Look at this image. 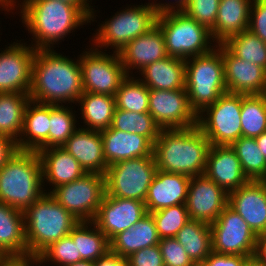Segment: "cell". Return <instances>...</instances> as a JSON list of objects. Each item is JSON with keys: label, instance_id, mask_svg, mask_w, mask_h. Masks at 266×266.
Returning a JSON list of instances; mask_svg holds the SVG:
<instances>
[{"label": "cell", "instance_id": "7", "mask_svg": "<svg viewBox=\"0 0 266 266\" xmlns=\"http://www.w3.org/2000/svg\"><path fill=\"white\" fill-rule=\"evenodd\" d=\"M156 24L163 32L168 56L186 60L214 49L208 45L214 42L210 30L181 10L158 13Z\"/></svg>", "mask_w": 266, "mask_h": 266}, {"label": "cell", "instance_id": "36", "mask_svg": "<svg viewBox=\"0 0 266 266\" xmlns=\"http://www.w3.org/2000/svg\"><path fill=\"white\" fill-rule=\"evenodd\" d=\"M222 44L237 58L257 64L266 70V42L250 30L235 34Z\"/></svg>", "mask_w": 266, "mask_h": 266}, {"label": "cell", "instance_id": "41", "mask_svg": "<svg viewBox=\"0 0 266 266\" xmlns=\"http://www.w3.org/2000/svg\"><path fill=\"white\" fill-rule=\"evenodd\" d=\"M150 214L154 218L160 239L176 237L178 231L190 220L186 204L173 205Z\"/></svg>", "mask_w": 266, "mask_h": 266}, {"label": "cell", "instance_id": "16", "mask_svg": "<svg viewBox=\"0 0 266 266\" xmlns=\"http://www.w3.org/2000/svg\"><path fill=\"white\" fill-rule=\"evenodd\" d=\"M186 208L191 220L211 225L228 205V193L205 174L191 177Z\"/></svg>", "mask_w": 266, "mask_h": 266}, {"label": "cell", "instance_id": "54", "mask_svg": "<svg viewBox=\"0 0 266 266\" xmlns=\"http://www.w3.org/2000/svg\"><path fill=\"white\" fill-rule=\"evenodd\" d=\"M257 145L259 146V149L263 156L266 159V131L262 133L260 136L255 138Z\"/></svg>", "mask_w": 266, "mask_h": 266}, {"label": "cell", "instance_id": "59", "mask_svg": "<svg viewBox=\"0 0 266 266\" xmlns=\"http://www.w3.org/2000/svg\"><path fill=\"white\" fill-rule=\"evenodd\" d=\"M192 266H204L202 263H194Z\"/></svg>", "mask_w": 266, "mask_h": 266}, {"label": "cell", "instance_id": "20", "mask_svg": "<svg viewBox=\"0 0 266 266\" xmlns=\"http://www.w3.org/2000/svg\"><path fill=\"white\" fill-rule=\"evenodd\" d=\"M204 174L227 193L237 190L250 181L231 146H210Z\"/></svg>", "mask_w": 266, "mask_h": 266}, {"label": "cell", "instance_id": "27", "mask_svg": "<svg viewBox=\"0 0 266 266\" xmlns=\"http://www.w3.org/2000/svg\"><path fill=\"white\" fill-rule=\"evenodd\" d=\"M27 256L23 211L0 202V257Z\"/></svg>", "mask_w": 266, "mask_h": 266}, {"label": "cell", "instance_id": "34", "mask_svg": "<svg viewBox=\"0 0 266 266\" xmlns=\"http://www.w3.org/2000/svg\"><path fill=\"white\" fill-rule=\"evenodd\" d=\"M30 100L29 94L0 93V134L18 140L23 127L25 109Z\"/></svg>", "mask_w": 266, "mask_h": 266}, {"label": "cell", "instance_id": "56", "mask_svg": "<svg viewBox=\"0 0 266 266\" xmlns=\"http://www.w3.org/2000/svg\"><path fill=\"white\" fill-rule=\"evenodd\" d=\"M244 266H265L259 260H257L254 256L249 257Z\"/></svg>", "mask_w": 266, "mask_h": 266}, {"label": "cell", "instance_id": "39", "mask_svg": "<svg viewBox=\"0 0 266 266\" xmlns=\"http://www.w3.org/2000/svg\"><path fill=\"white\" fill-rule=\"evenodd\" d=\"M115 104L117 109L149 113V89L140 78L127 76L115 94Z\"/></svg>", "mask_w": 266, "mask_h": 266}, {"label": "cell", "instance_id": "9", "mask_svg": "<svg viewBox=\"0 0 266 266\" xmlns=\"http://www.w3.org/2000/svg\"><path fill=\"white\" fill-rule=\"evenodd\" d=\"M157 170L153 154L116 162L105 174L106 194L145 202Z\"/></svg>", "mask_w": 266, "mask_h": 266}, {"label": "cell", "instance_id": "32", "mask_svg": "<svg viewBox=\"0 0 266 266\" xmlns=\"http://www.w3.org/2000/svg\"><path fill=\"white\" fill-rule=\"evenodd\" d=\"M69 236L76 243L77 256L83 260L95 262L110 251V241L93 221H80Z\"/></svg>", "mask_w": 266, "mask_h": 266}, {"label": "cell", "instance_id": "47", "mask_svg": "<svg viewBox=\"0 0 266 266\" xmlns=\"http://www.w3.org/2000/svg\"><path fill=\"white\" fill-rule=\"evenodd\" d=\"M249 256L226 255L212 252L203 262L204 266H244Z\"/></svg>", "mask_w": 266, "mask_h": 266}, {"label": "cell", "instance_id": "14", "mask_svg": "<svg viewBox=\"0 0 266 266\" xmlns=\"http://www.w3.org/2000/svg\"><path fill=\"white\" fill-rule=\"evenodd\" d=\"M149 114L161 129H184L197 125L185 88L176 90L149 89Z\"/></svg>", "mask_w": 266, "mask_h": 266}, {"label": "cell", "instance_id": "25", "mask_svg": "<svg viewBox=\"0 0 266 266\" xmlns=\"http://www.w3.org/2000/svg\"><path fill=\"white\" fill-rule=\"evenodd\" d=\"M49 125L50 104L30 100L24 113L21 137L16 141L18 149L38 152L49 148Z\"/></svg>", "mask_w": 266, "mask_h": 266}, {"label": "cell", "instance_id": "17", "mask_svg": "<svg viewBox=\"0 0 266 266\" xmlns=\"http://www.w3.org/2000/svg\"><path fill=\"white\" fill-rule=\"evenodd\" d=\"M146 213L145 203L140 200L105 193L93 222L111 241L120 232L130 229Z\"/></svg>", "mask_w": 266, "mask_h": 266}, {"label": "cell", "instance_id": "50", "mask_svg": "<svg viewBox=\"0 0 266 266\" xmlns=\"http://www.w3.org/2000/svg\"><path fill=\"white\" fill-rule=\"evenodd\" d=\"M94 266H129L127 258L109 251L105 256L94 262Z\"/></svg>", "mask_w": 266, "mask_h": 266}, {"label": "cell", "instance_id": "6", "mask_svg": "<svg viewBox=\"0 0 266 266\" xmlns=\"http://www.w3.org/2000/svg\"><path fill=\"white\" fill-rule=\"evenodd\" d=\"M185 74L189 105L197 117L227 92L222 52L216 47L207 54L186 59Z\"/></svg>", "mask_w": 266, "mask_h": 266}, {"label": "cell", "instance_id": "31", "mask_svg": "<svg viewBox=\"0 0 266 266\" xmlns=\"http://www.w3.org/2000/svg\"><path fill=\"white\" fill-rule=\"evenodd\" d=\"M77 103L81 104L86 129L102 131L111 126L116 108L115 96L83 92Z\"/></svg>", "mask_w": 266, "mask_h": 266}, {"label": "cell", "instance_id": "8", "mask_svg": "<svg viewBox=\"0 0 266 266\" xmlns=\"http://www.w3.org/2000/svg\"><path fill=\"white\" fill-rule=\"evenodd\" d=\"M117 13L99 26L92 40L95 43L93 46L99 48L110 46L118 53L129 41L153 28L158 16V12L151 3L128 7Z\"/></svg>", "mask_w": 266, "mask_h": 266}, {"label": "cell", "instance_id": "1", "mask_svg": "<svg viewBox=\"0 0 266 266\" xmlns=\"http://www.w3.org/2000/svg\"><path fill=\"white\" fill-rule=\"evenodd\" d=\"M80 61L76 62L52 49L35 52L29 96L42 104L77 102L83 94Z\"/></svg>", "mask_w": 266, "mask_h": 266}, {"label": "cell", "instance_id": "33", "mask_svg": "<svg viewBox=\"0 0 266 266\" xmlns=\"http://www.w3.org/2000/svg\"><path fill=\"white\" fill-rule=\"evenodd\" d=\"M175 238L194 263H202L213 252L210 225L204 222L190 219Z\"/></svg>", "mask_w": 266, "mask_h": 266}, {"label": "cell", "instance_id": "4", "mask_svg": "<svg viewBox=\"0 0 266 266\" xmlns=\"http://www.w3.org/2000/svg\"><path fill=\"white\" fill-rule=\"evenodd\" d=\"M27 256L38 257L46 248L69 235L80 222L49 193L24 211Z\"/></svg>", "mask_w": 266, "mask_h": 266}, {"label": "cell", "instance_id": "48", "mask_svg": "<svg viewBox=\"0 0 266 266\" xmlns=\"http://www.w3.org/2000/svg\"><path fill=\"white\" fill-rule=\"evenodd\" d=\"M19 151L17 142L9 136L0 134V169Z\"/></svg>", "mask_w": 266, "mask_h": 266}, {"label": "cell", "instance_id": "5", "mask_svg": "<svg viewBox=\"0 0 266 266\" xmlns=\"http://www.w3.org/2000/svg\"><path fill=\"white\" fill-rule=\"evenodd\" d=\"M37 151L19 150L0 169V202L24 211L45 192Z\"/></svg>", "mask_w": 266, "mask_h": 266}, {"label": "cell", "instance_id": "22", "mask_svg": "<svg viewBox=\"0 0 266 266\" xmlns=\"http://www.w3.org/2000/svg\"><path fill=\"white\" fill-rule=\"evenodd\" d=\"M191 177L157 170L145 198L146 211L152 213L173 205L185 204Z\"/></svg>", "mask_w": 266, "mask_h": 266}, {"label": "cell", "instance_id": "26", "mask_svg": "<svg viewBox=\"0 0 266 266\" xmlns=\"http://www.w3.org/2000/svg\"><path fill=\"white\" fill-rule=\"evenodd\" d=\"M42 163L43 184L48 180L54 185H59L75 181L87 172L80 163L62 147H51L38 151Z\"/></svg>", "mask_w": 266, "mask_h": 266}, {"label": "cell", "instance_id": "24", "mask_svg": "<svg viewBox=\"0 0 266 266\" xmlns=\"http://www.w3.org/2000/svg\"><path fill=\"white\" fill-rule=\"evenodd\" d=\"M100 132L108 166L122 160L153 154V144L142 135L122 132L110 127Z\"/></svg>", "mask_w": 266, "mask_h": 266}, {"label": "cell", "instance_id": "18", "mask_svg": "<svg viewBox=\"0 0 266 266\" xmlns=\"http://www.w3.org/2000/svg\"><path fill=\"white\" fill-rule=\"evenodd\" d=\"M215 46L222 52L227 92L262 95L266 70L257 64L237 58L223 44Z\"/></svg>", "mask_w": 266, "mask_h": 266}, {"label": "cell", "instance_id": "11", "mask_svg": "<svg viewBox=\"0 0 266 266\" xmlns=\"http://www.w3.org/2000/svg\"><path fill=\"white\" fill-rule=\"evenodd\" d=\"M49 193L79 221H93L106 193L105 175L86 173Z\"/></svg>", "mask_w": 266, "mask_h": 266}, {"label": "cell", "instance_id": "35", "mask_svg": "<svg viewBox=\"0 0 266 266\" xmlns=\"http://www.w3.org/2000/svg\"><path fill=\"white\" fill-rule=\"evenodd\" d=\"M110 128L142 135L152 144L155 143L161 131L149 113H136L117 108H115Z\"/></svg>", "mask_w": 266, "mask_h": 266}, {"label": "cell", "instance_id": "28", "mask_svg": "<svg viewBox=\"0 0 266 266\" xmlns=\"http://www.w3.org/2000/svg\"><path fill=\"white\" fill-rule=\"evenodd\" d=\"M253 0H220L215 26L210 30L218 44L249 27Z\"/></svg>", "mask_w": 266, "mask_h": 266}, {"label": "cell", "instance_id": "53", "mask_svg": "<svg viewBox=\"0 0 266 266\" xmlns=\"http://www.w3.org/2000/svg\"><path fill=\"white\" fill-rule=\"evenodd\" d=\"M188 0H175V2H173L174 4L172 5V3H167V4H164V3H154L152 2L151 4L154 6V8L156 9V11L158 13H161V12H166V11H172V10H182L184 8V6L187 4ZM176 3V4H175ZM175 5V6H174Z\"/></svg>", "mask_w": 266, "mask_h": 266}, {"label": "cell", "instance_id": "23", "mask_svg": "<svg viewBox=\"0 0 266 266\" xmlns=\"http://www.w3.org/2000/svg\"><path fill=\"white\" fill-rule=\"evenodd\" d=\"M62 148L70 153L87 173L106 174L108 165L104 157L100 131L78 128Z\"/></svg>", "mask_w": 266, "mask_h": 266}, {"label": "cell", "instance_id": "57", "mask_svg": "<svg viewBox=\"0 0 266 266\" xmlns=\"http://www.w3.org/2000/svg\"><path fill=\"white\" fill-rule=\"evenodd\" d=\"M67 266H94V262L93 261H88V260H82Z\"/></svg>", "mask_w": 266, "mask_h": 266}, {"label": "cell", "instance_id": "42", "mask_svg": "<svg viewBox=\"0 0 266 266\" xmlns=\"http://www.w3.org/2000/svg\"><path fill=\"white\" fill-rule=\"evenodd\" d=\"M39 263L53 262L59 266H67L83 259L81 256H77L76 243L73 239L67 235L58 241L52 243L48 248H46L39 256Z\"/></svg>", "mask_w": 266, "mask_h": 266}, {"label": "cell", "instance_id": "37", "mask_svg": "<svg viewBox=\"0 0 266 266\" xmlns=\"http://www.w3.org/2000/svg\"><path fill=\"white\" fill-rule=\"evenodd\" d=\"M231 148L236 152L244 174L251 181H262L266 177V159L255 138L241 136Z\"/></svg>", "mask_w": 266, "mask_h": 266}, {"label": "cell", "instance_id": "12", "mask_svg": "<svg viewBox=\"0 0 266 266\" xmlns=\"http://www.w3.org/2000/svg\"><path fill=\"white\" fill-rule=\"evenodd\" d=\"M92 49L79 57L83 91L115 96L128 76L119 55L114 52L111 56L98 48Z\"/></svg>", "mask_w": 266, "mask_h": 266}, {"label": "cell", "instance_id": "19", "mask_svg": "<svg viewBox=\"0 0 266 266\" xmlns=\"http://www.w3.org/2000/svg\"><path fill=\"white\" fill-rule=\"evenodd\" d=\"M228 206L238 213L259 235L266 232V185L262 181H249L228 193Z\"/></svg>", "mask_w": 266, "mask_h": 266}, {"label": "cell", "instance_id": "38", "mask_svg": "<svg viewBox=\"0 0 266 266\" xmlns=\"http://www.w3.org/2000/svg\"><path fill=\"white\" fill-rule=\"evenodd\" d=\"M242 136L256 138L266 131V98L242 94Z\"/></svg>", "mask_w": 266, "mask_h": 266}, {"label": "cell", "instance_id": "29", "mask_svg": "<svg viewBox=\"0 0 266 266\" xmlns=\"http://www.w3.org/2000/svg\"><path fill=\"white\" fill-rule=\"evenodd\" d=\"M153 216L147 212L130 229L124 230L110 241V251L123 258L140 249L159 244Z\"/></svg>", "mask_w": 266, "mask_h": 266}, {"label": "cell", "instance_id": "21", "mask_svg": "<svg viewBox=\"0 0 266 266\" xmlns=\"http://www.w3.org/2000/svg\"><path fill=\"white\" fill-rule=\"evenodd\" d=\"M118 55L128 76L131 68L143 70L168 56L163 32L156 24L147 33L129 41Z\"/></svg>", "mask_w": 266, "mask_h": 266}, {"label": "cell", "instance_id": "49", "mask_svg": "<svg viewBox=\"0 0 266 266\" xmlns=\"http://www.w3.org/2000/svg\"><path fill=\"white\" fill-rule=\"evenodd\" d=\"M34 264H40L38 257H0V266H34Z\"/></svg>", "mask_w": 266, "mask_h": 266}, {"label": "cell", "instance_id": "46", "mask_svg": "<svg viewBox=\"0 0 266 266\" xmlns=\"http://www.w3.org/2000/svg\"><path fill=\"white\" fill-rule=\"evenodd\" d=\"M129 266H164L159 245L140 249L127 257Z\"/></svg>", "mask_w": 266, "mask_h": 266}, {"label": "cell", "instance_id": "52", "mask_svg": "<svg viewBox=\"0 0 266 266\" xmlns=\"http://www.w3.org/2000/svg\"><path fill=\"white\" fill-rule=\"evenodd\" d=\"M63 3H68L72 6L78 7L90 20L94 21V9L87 3L88 0H56Z\"/></svg>", "mask_w": 266, "mask_h": 266}, {"label": "cell", "instance_id": "10", "mask_svg": "<svg viewBox=\"0 0 266 266\" xmlns=\"http://www.w3.org/2000/svg\"><path fill=\"white\" fill-rule=\"evenodd\" d=\"M241 104L242 94L226 92L197 117V125L211 145L231 146L242 136Z\"/></svg>", "mask_w": 266, "mask_h": 266}, {"label": "cell", "instance_id": "13", "mask_svg": "<svg viewBox=\"0 0 266 266\" xmlns=\"http://www.w3.org/2000/svg\"><path fill=\"white\" fill-rule=\"evenodd\" d=\"M210 229L213 252L254 256L257 235L244 219L228 205L210 225Z\"/></svg>", "mask_w": 266, "mask_h": 266}, {"label": "cell", "instance_id": "30", "mask_svg": "<svg viewBox=\"0 0 266 266\" xmlns=\"http://www.w3.org/2000/svg\"><path fill=\"white\" fill-rule=\"evenodd\" d=\"M141 81L148 89L176 90L185 88V60L177 57L166 58L151 63L140 71Z\"/></svg>", "mask_w": 266, "mask_h": 266}, {"label": "cell", "instance_id": "15", "mask_svg": "<svg viewBox=\"0 0 266 266\" xmlns=\"http://www.w3.org/2000/svg\"><path fill=\"white\" fill-rule=\"evenodd\" d=\"M13 43L0 53V93L29 94L36 50Z\"/></svg>", "mask_w": 266, "mask_h": 266}, {"label": "cell", "instance_id": "55", "mask_svg": "<svg viewBox=\"0 0 266 266\" xmlns=\"http://www.w3.org/2000/svg\"><path fill=\"white\" fill-rule=\"evenodd\" d=\"M14 0H0V6L3 7L6 11L14 10V6H16ZM13 5V6H12ZM10 8V9H9Z\"/></svg>", "mask_w": 266, "mask_h": 266}, {"label": "cell", "instance_id": "40", "mask_svg": "<svg viewBox=\"0 0 266 266\" xmlns=\"http://www.w3.org/2000/svg\"><path fill=\"white\" fill-rule=\"evenodd\" d=\"M72 109L64 105H50L49 148L62 147L75 132L76 120Z\"/></svg>", "mask_w": 266, "mask_h": 266}, {"label": "cell", "instance_id": "45", "mask_svg": "<svg viewBox=\"0 0 266 266\" xmlns=\"http://www.w3.org/2000/svg\"><path fill=\"white\" fill-rule=\"evenodd\" d=\"M248 30L266 42V0H253Z\"/></svg>", "mask_w": 266, "mask_h": 266}, {"label": "cell", "instance_id": "43", "mask_svg": "<svg viewBox=\"0 0 266 266\" xmlns=\"http://www.w3.org/2000/svg\"><path fill=\"white\" fill-rule=\"evenodd\" d=\"M220 0H188L181 10L209 30L215 26Z\"/></svg>", "mask_w": 266, "mask_h": 266}, {"label": "cell", "instance_id": "2", "mask_svg": "<svg viewBox=\"0 0 266 266\" xmlns=\"http://www.w3.org/2000/svg\"><path fill=\"white\" fill-rule=\"evenodd\" d=\"M210 146L198 125L161 129L153 144V155L158 170L193 177L204 174Z\"/></svg>", "mask_w": 266, "mask_h": 266}, {"label": "cell", "instance_id": "51", "mask_svg": "<svg viewBox=\"0 0 266 266\" xmlns=\"http://www.w3.org/2000/svg\"><path fill=\"white\" fill-rule=\"evenodd\" d=\"M254 257L266 266V232L257 235Z\"/></svg>", "mask_w": 266, "mask_h": 266}, {"label": "cell", "instance_id": "44", "mask_svg": "<svg viewBox=\"0 0 266 266\" xmlns=\"http://www.w3.org/2000/svg\"><path fill=\"white\" fill-rule=\"evenodd\" d=\"M164 266H192L194 262L175 237L159 241Z\"/></svg>", "mask_w": 266, "mask_h": 266}, {"label": "cell", "instance_id": "3", "mask_svg": "<svg viewBox=\"0 0 266 266\" xmlns=\"http://www.w3.org/2000/svg\"><path fill=\"white\" fill-rule=\"evenodd\" d=\"M20 8L22 22L35 40L31 46L35 50L51 49L72 30L91 22L78 7L56 0H23Z\"/></svg>", "mask_w": 266, "mask_h": 266}, {"label": "cell", "instance_id": "60", "mask_svg": "<svg viewBox=\"0 0 266 266\" xmlns=\"http://www.w3.org/2000/svg\"><path fill=\"white\" fill-rule=\"evenodd\" d=\"M262 182L266 185V177L262 180Z\"/></svg>", "mask_w": 266, "mask_h": 266}, {"label": "cell", "instance_id": "58", "mask_svg": "<svg viewBox=\"0 0 266 266\" xmlns=\"http://www.w3.org/2000/svg\"><path fill=\"white\" fill-rule=\"evenodd\" d=\"M262 95L266 98V81H265V87H264Z\"/></svg>", "mask_w": 266, "mask_h": 266}]
</instances>
